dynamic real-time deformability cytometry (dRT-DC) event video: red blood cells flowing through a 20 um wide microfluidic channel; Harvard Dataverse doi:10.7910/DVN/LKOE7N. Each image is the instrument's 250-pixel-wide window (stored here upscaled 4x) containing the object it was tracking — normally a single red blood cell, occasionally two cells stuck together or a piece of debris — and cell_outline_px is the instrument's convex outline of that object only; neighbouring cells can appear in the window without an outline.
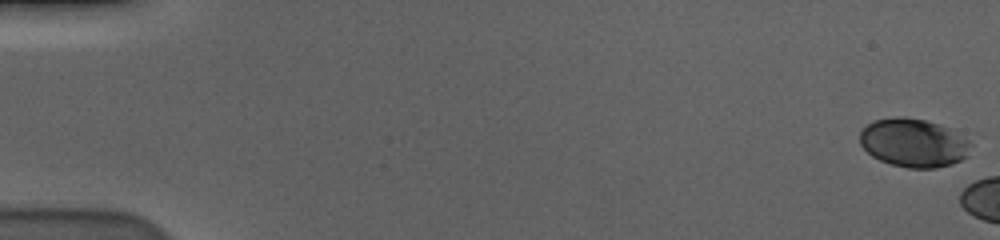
{"species": "human", "species_latin": "Homo sapiens", "temperature_condition": "cold", "stored_images_in_passage": 8, "camera_frame_rate_fps": 3000, "um_per_image_px": 0.085, "donor": {"sex": "male"}, "frame": {"image": 1, "passage_image": 1, "time_ms": 0.0, "image_size_px": [1000, 240], "cell_outline_px": [[972, 144], [968, 156], [952, 164], [936, 168], [908, 168], [892, 164], [880, 160], [872, 156], [860, 144], [860, 132], [872, 120], [896, 116], [904, 116], [924, 120], [940, 124], [952, 128], [968, 140]], "centroid_in_image_um": [77.67, 12.13], "position_along_channel_um": 7.3, "area_um2": 31.62}}